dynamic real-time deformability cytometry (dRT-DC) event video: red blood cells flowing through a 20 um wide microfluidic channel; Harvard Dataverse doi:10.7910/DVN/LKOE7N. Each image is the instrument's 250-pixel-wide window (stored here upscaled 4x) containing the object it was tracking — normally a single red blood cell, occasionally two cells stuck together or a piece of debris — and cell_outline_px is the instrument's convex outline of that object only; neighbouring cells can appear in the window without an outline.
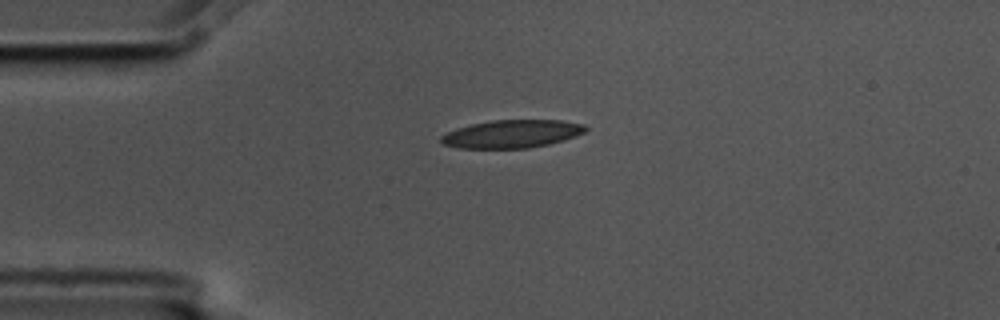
{"species": "common noctule bat (a hibernating species)", "species_latin": "Nyctalus noctula", "temperature_condition": "cold", "stored_images_in_passage": 4, "camera_frame_rate_fps": 3000, "um_per_image_px": 0.085, "animal": {"sex": "male", "body_mass_g": 17.5, "forearm_length_mm": 52.3}, "frame": {"image": 1, "passage_image": 1, "time_ms": 0.0, "image_size_px": [1000, 320], "cell_outline_px": [[588, 128], [584, 132], [576, 136], [564, 140], [548, 144], [528, 148], [460, 148], [444, 144], [440, 140], [440, 136], [456, 128], [472, 124], [492, 120], [560, 120], [584, 124]], "centroid_in_image_um": [43.52, 11.38], "position_along_channel_um": 41.5, "area_um2": 23.47}}